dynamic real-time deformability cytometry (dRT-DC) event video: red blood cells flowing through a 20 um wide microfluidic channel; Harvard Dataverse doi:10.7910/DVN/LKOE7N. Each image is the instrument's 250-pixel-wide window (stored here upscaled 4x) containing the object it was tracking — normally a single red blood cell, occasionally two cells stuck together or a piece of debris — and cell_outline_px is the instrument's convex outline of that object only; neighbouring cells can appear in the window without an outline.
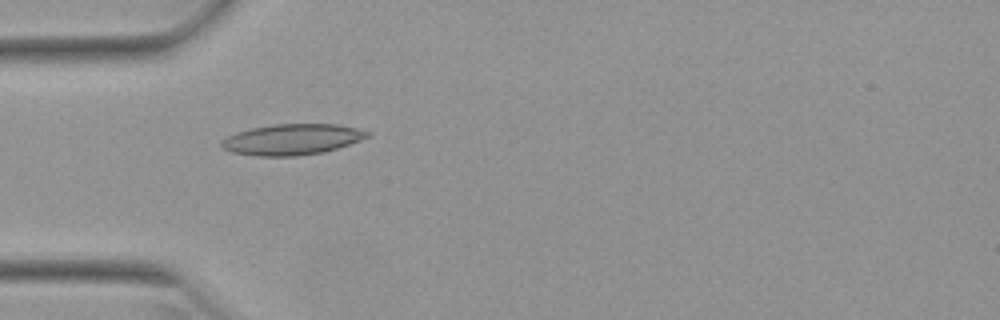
{"species": "Egyptian fruit bat (a non-hibernating species)", "species_latin": "Rousettus aegyptiacus", "temperature_condition": "warm", "stored_images_in_passage": 52, "camera_frame_rate_fps": 3000, "um_per_image_px": 0.085, "animal": {"sex": "female"}, "frame": {"image": 1, "passage_image": 16, "time_ms": 5.0, "image_size_px": [1000, 320], "cell_outline_px": [[372, 132], [368, 136], [360, 140], [324, 152], [296, 156], [256, 156], [232, 152], [224, 148], [220, 144], [220, 140], [236, 132], [252, 128], [276, 124], [336, 124], [356, 128]], "centroid_in_image_um": [24.81, 11.85], "position_along_channel_um": 60.2, "area_um2": 26.07}}
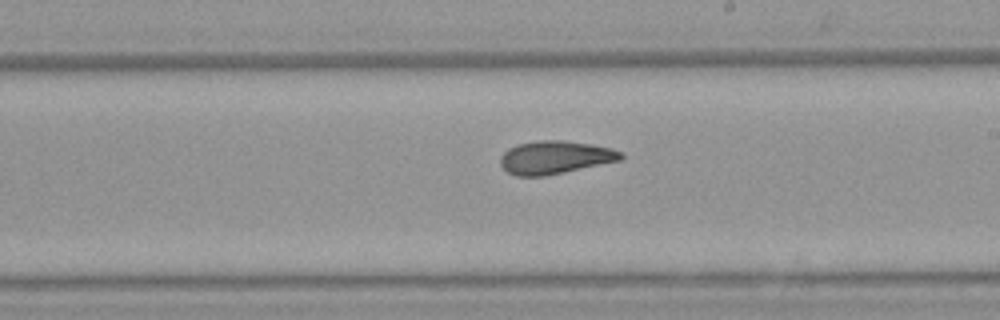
{"frame": {"image": 2, "passage_image": 30, "time_ms": 9.667, "image_size_px": [1000, 320], "cell_outline_px": [[624, 156], [620, 160], [564, 172], [544, 176], [516, 176], [508, 172], [500, 164], [500, 156], [508, 148], [520, 144], [540, 140], [560, 140], [592, 144], [612, 148], [624, 152]], "centroid_in_image_um": [47.19, 13.37], "position_along_channel_um": 241.8, "area_um2": 23.12}}
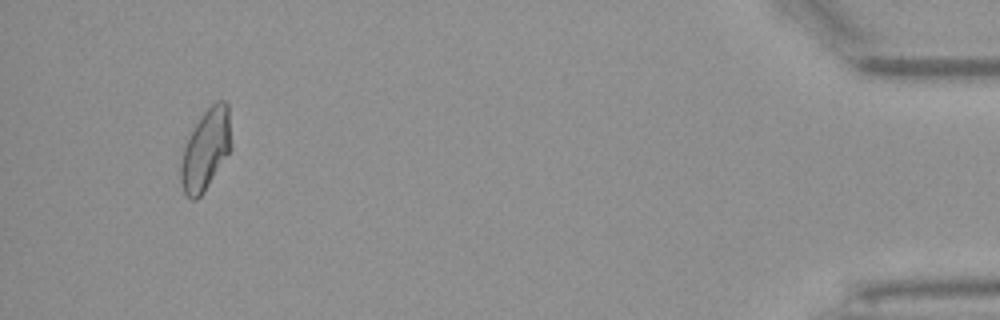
{"frame": {"image": 3, "passage_image": 49, "time_ms": 16.0, "image_size_px": [1000, 320], "cell_outline_px": [[232, 148], [204, 192], [196, 200], [192, 200], [184, 192], [180, 180], [180, 164], [184, 148], [196, 124], [204, 112], [216, 100], [224, 100], [228, 104]], "centroid_in_image_um": [17.51, 12.72], "position_along_channel_um": 417.7, "area_um2": 23.52}, "authors_computed_cell_mechanics": {"area_um2": 23.4379, "velocity_mm_per_s": 3.9493, "shape_relaxation_time_tau1_ms": null, "shape_relaxation_time_tau2_ms": 2.7434, "deformation_change_tau1": null, "deformation_change_tau2": 0.0956}}